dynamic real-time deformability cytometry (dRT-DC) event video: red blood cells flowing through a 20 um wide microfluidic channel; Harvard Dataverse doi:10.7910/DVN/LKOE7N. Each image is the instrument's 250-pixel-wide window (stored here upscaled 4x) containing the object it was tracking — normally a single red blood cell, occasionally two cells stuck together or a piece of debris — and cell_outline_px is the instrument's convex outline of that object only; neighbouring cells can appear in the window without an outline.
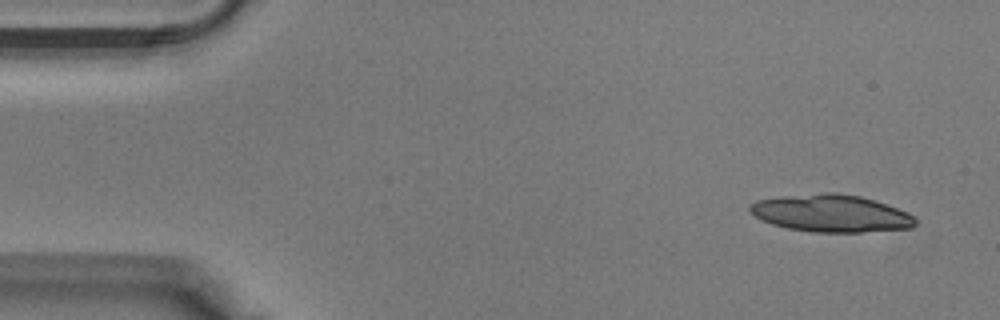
{"species": "Egyptian fruit bat (a non-hibernating species)", "species_latin": "Rousettus aegyptiacus", "temperature_condition": "warm", "stored_images_in_passage": 37, "segment_of_instrument_passage": [1, 2], "camera_frame_rate_fps": 3000, "um_per_image_px": 0.085, "animal": {"sex": "male"}, "frame": {"image": 1, "passage_image": 1, "time_ms": 0.0, "image_size_px": [1000, 320], "cell_outline_px": [[916, 224], [912, 228], [860, 232], [812, 232], [788, 228], [772, 224], [760, 220], [748, 208], [748, 204], [756, 200], [780, 196], [824, 192], [836, 192], [860, 196], [908, 212], [916, 220]], "centroid_in_image_um": [70.6, 18.13], "position_along_channel_um": 14.4, "area_um2": 36.01}}